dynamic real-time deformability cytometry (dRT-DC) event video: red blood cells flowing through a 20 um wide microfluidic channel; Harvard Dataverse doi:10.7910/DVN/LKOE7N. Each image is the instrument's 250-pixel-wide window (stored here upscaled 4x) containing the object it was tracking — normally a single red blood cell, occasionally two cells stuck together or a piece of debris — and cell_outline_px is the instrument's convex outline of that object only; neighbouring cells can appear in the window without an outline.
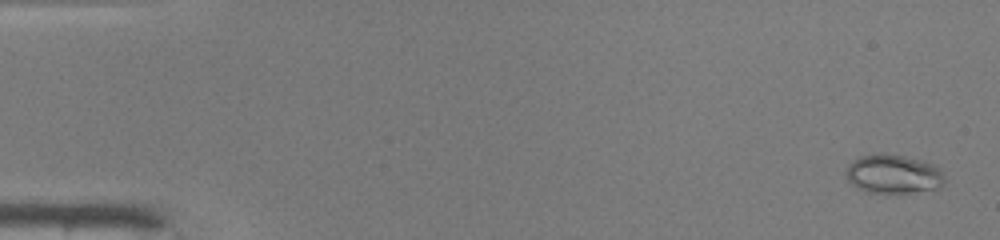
{"species": "common noctule bat (a hibernating species)", "species_latin": "Nyctalus noctula", "temperature_condition": "warm", "stored_images_in_passage": 49, "camera_frame_rate_fps": 3000, "um_per_image_px": 0.085, "animal": {"sex": "male", "body_mass_g": 19.0, "forearm_length_mm": 50.8}, "frame": {"image": 1, "passage_image": 2, "time_ms": 0.333, "image_size_px": [1000, 240], "cell_outline_px": [[944, 184], [940, 188], [908, 192], [868, 192], [852, 184], [848, 180], [848, 164], [852, 160], [860, 156], [880, 152], [904, 156], [924, 160], [936, 164], [940, 168], [944, 180]], "centroid_in_image_um": [75.97, 14.76], "position_along_channel_um": 9.0, "area_um2": 22.31}}
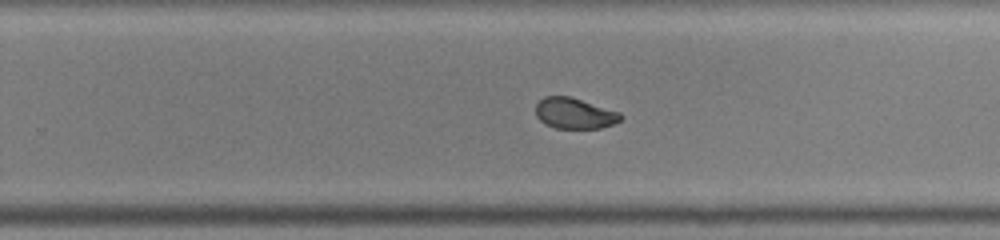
{"frame": {"image": 2, "passage_image": 32, "time_ms": 10.333, "image_size_px": [1000, 240], "cell_outline_px": [[624, 116], [620, 120], [612, 124], [600, 128], [556, 128], [544, 124], [536, 116], [536, 104], [544, 96], [568, 96], [620, 112]], "centroid_in_image_um": [48.82, 9.64], "position_along_channel_um": 281.0, "area_um2": 15.14}}
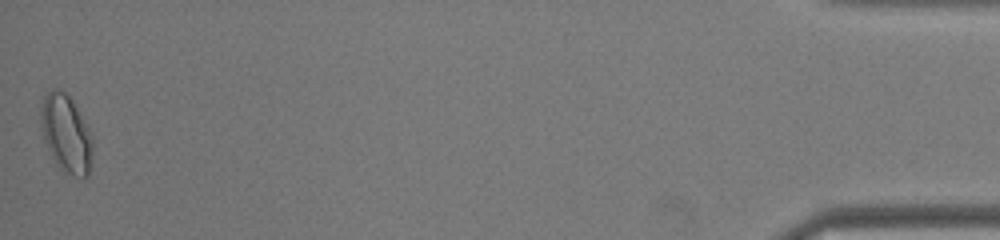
{"frame": {"image": 3, "passage_image": 49, "time_ms": 16.0, "image_size_px": [1000, 240], "cell_outline_px": [[92, 152], [88, 176], [76, 176], [60, 168], [56, 164], [44, 140], [40, 124], [40, 112], [44, 96], [52, 88], [56, 88], [64, 92], [72, 100], [88, 128], [92, 136]], "centroid_in_image_um": [5.6, 11.34], "position_along_channel_um": 429.6, "area_um2": 23.06}, "authors_computed_cell_mechanics": {"area_um2": 16.8776, "velocity_mm_per_s": 4.1942, "shape_relaxation_time_tau1_ms": 2.7008, "shape_relaxation_time_tau2_ms": 1.2931, "deformation_change_tau1": 0.1424, "deformation_change_tau2": 0.057}}